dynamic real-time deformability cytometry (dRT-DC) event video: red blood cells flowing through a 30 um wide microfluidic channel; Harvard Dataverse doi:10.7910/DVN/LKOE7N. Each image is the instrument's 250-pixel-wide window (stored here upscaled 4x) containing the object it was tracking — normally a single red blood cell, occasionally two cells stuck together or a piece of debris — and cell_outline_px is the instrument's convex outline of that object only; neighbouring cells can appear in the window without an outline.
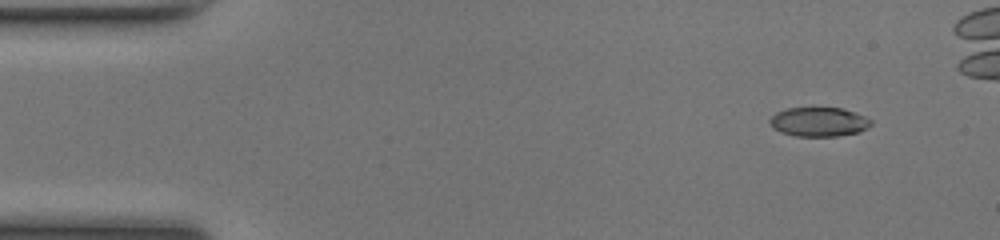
{"species": "common noctule bat (a hibernating species)", "species_latin": "Nyctalus noctula", "temperature_condition": "room temperature", "stored_images_in_passage": 7, "camera_frame_rate_fps": 3000, "um_per_image_px": 0.085, "animal": {"sex": "female", "body_mass_g": 17.0, "forearm_length_mm": 48.0}, "frame": {"image": 1, "passage_image": 1, "time_ms": 0.0, "image_size_px": [1000, 240], "cell_outline_px": [[872, 124], [868, 128], [860, 132], [836, 136], [796, 136], [780, 132], [772, 128], [768, 120], [776, 112], [788, 108], [840, 108], [864, 116], [872, 120]], "centroid_in_image_um": [69.58, 10.37], "position_along_channel_um": 15.4, "area_um2": 17.22}}